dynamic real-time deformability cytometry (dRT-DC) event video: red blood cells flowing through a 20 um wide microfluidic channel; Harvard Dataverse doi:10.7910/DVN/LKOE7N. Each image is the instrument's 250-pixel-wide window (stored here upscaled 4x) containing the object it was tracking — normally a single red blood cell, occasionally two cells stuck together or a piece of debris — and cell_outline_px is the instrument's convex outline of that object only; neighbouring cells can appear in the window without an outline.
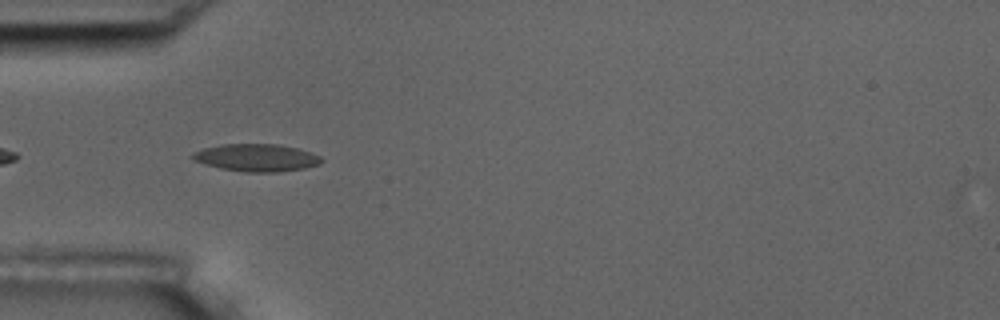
{"species": "common noctule bat (a hibernating species)", "species_latin": "Nyctalus noctula", "temperature_condition": "room temperature", "stored_images_in_passage": 5, "camera_frame_rate_fps": 3000, "um_per_image_px": 0.085, "animal": {"sex": "male", "body_mass_g": 17.5, "forearm_length_mm": 52.3}, "frame": {"image": 1, "passage_image": 4, "time_ms": 1.0, "image_size_px": [1000, 320], "cell_outline_px": [[324, 160], [320, 164], [304, 168], [276, 172], [244, 172], [220, 168], [204, 164], [192, 160], [188, 156], [192, 152], [204, 148], [220, 144], [276, 144], [296, 148], [320, 156]], "centroid_in_image_um": [21.73, 13.4], "position_along_channel_um": 63.3, "area_um2": 20.69}}